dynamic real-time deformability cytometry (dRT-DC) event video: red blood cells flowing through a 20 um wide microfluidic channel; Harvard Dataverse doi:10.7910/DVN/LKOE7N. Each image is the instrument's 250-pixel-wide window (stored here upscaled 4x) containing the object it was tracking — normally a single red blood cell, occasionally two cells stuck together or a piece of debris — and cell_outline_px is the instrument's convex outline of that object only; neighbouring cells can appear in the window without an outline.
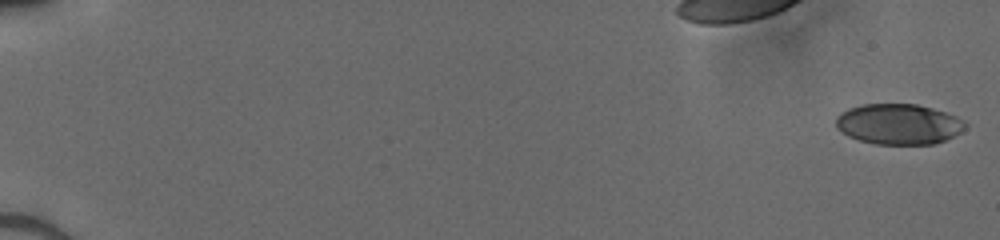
{"species": "human", "species_latin": "Homo sapiens", "temperature_condition": "cold", "stored_images_in_passage": 13, "camera_frame_rate_fps": 3000, "um_per_image_px": 0.085, "donor": {"sex": "male"}, "frame": {"image": 1, "passage_image": 1, "time_ms": 0.0, "image_size_px": [1000, 240], "cell_outline_px": [[968, 124], [960, 132], [944, 140], [932, 144], [876, 144], [860, 140], [848, 136], [836, 128], [836, 116], [840, 112], [848, 108], [860, 104], [916, 104], [932, 108], [956, 116], [964, 120]], "centroid_in_image_um": [76.35, 10.54], "position_along_channel_um": 8.6, "area_um2": 30.58}}